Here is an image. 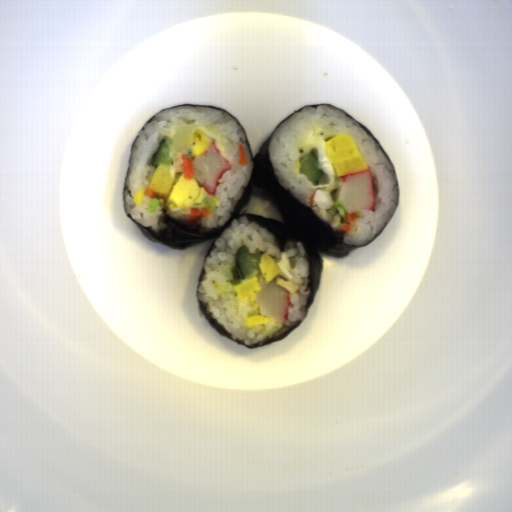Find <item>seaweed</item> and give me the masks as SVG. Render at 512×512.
<instances>
[{
  "instance_id": "obj_1",
  "label": "seaweed",
  "mask_w": 512,
  "mask_h": 512,
  "mask_svg": "<svg viewBox=\"0 0 512 512\" xmlns=\"http://www.w3.org/2000/svg\"><path fill=\"white\" fill-rule=\"evenodd\" d=\"M272 134L273 132L263 141L254 155L249 146L251 158L249 181L246 186H243L241 197L233 210L228 211L231 215L222 226L202 230V224H190L187 218H175L169 214L166 207H162V222L166 224V227L161 231H153L151 227L142 226L133 219L130 213L125 216L137 226L143 237L180 251L197 243L212 241L214 238L222 236L227 227H232V221L240 220L241 216H247L250 222H256L265 227L272 234L276 245L282 252L286 251V242L300 241L304 247L305 259L309 263V283H306L305 286V292L310 290L305 305L307 310L315 303V295L322 280L324 272L322 255L341 259L359 247L344 243L345 232L334 230L330 222L316 216L311 206L300 201L289 186L287 189L283 187L270 161ZM252 182L264 188L265 201H270L276 206L287 224L275 219L245 213L246 211L241 212L250 201Z\"/></svg>"
},
{
  "instance_id": "obj_2",
  "label": "seaweed",
  "mask_w": 512,
  "mask_h": 512,
  "mask_svg": "<svg viewBox=\"0 0 512 512\" xmlns=\"http://www.w3.org/2000/svg\"><path fill=\"white\" fill-rule=\"evenodd\" d=\"M318 106H329V107H332V108H335V109H338L340 110L341 112H343L344 114H346L347 116H349L351 119H353L356 123H358L363 129L364 131L372 138V140L375 142V144L377 145V147L380 149V151L382 152V154L385 156V158L387 159V161L390 163L393 171H394V174L396 176V186H397V197H396V201H395V205H394V209L388 219V221L386 222L384 228L373 238L371 239L369 242H367L366 244H364L363 246H357V248H362L374 241H376L378 239V237L381 235V233L384 231V229L387 227V225L390 223V221L393 219L395 213L397 212L399 206H400V198H401V188H400V183H399V178H398V174L394 168V165L390 159V157L388 156L387 152L385 151V149L383 148L382 144L376 139V137L366 128L364 127L356 118H354L353 116H351L349 113H347L346 111L342 110L341 108L337 107V106H334V105H330V104H314V105H306L304 107H301L299 109H296L294 110L293 112H291L288 116H286L284 119H282L279 124L275 127V129L272 131L271 134H273V132L282 124L284 123L288 118H290L291 116L295 115L296 113H301L302 110L304 108H307V107H311L312 109H317Z\"/></svg>"
},
{
  "instance_id": "obj_3",
  "label": "seaweed",
  "mask_w": 512,
  "mask_h": 512,
  "mask_svg": "<svg viewBox=\"0 0 512 512\" xmlns=\"http://www.w3.org/2000/svg\"><path fill=\"white\" fill-rule=\"evenodd\" d=\"M199 309L201 313L204 315L206 320L209 322V324L212 326V328L220 335L223 336L233 342H235L238 345L245 344V340L239 339V338H232V335L223 327L221 326L212 316L210 312H207V304L197 301Z\"/></svg>"
},
{
  "instance_id": "obj_4",
  "label": "seaweed",
  "mask_w": 512,
  "mask_h": 512,
  "mask_svg": "<svg viewBox=\"0 0 512 512\" xmlns=\"http://www.w3.org/2000/svg\"><path fill=\"white\" fill-rule=\"evenodd\" d=\"M176 107H195V108H210V109H220L226 113H228L237 123L238 125L241 127V129L243 130L244 134H245V137L247 139V143H248V146L251 145L250 143V140H249V136L244 128V126L241 124V122L238 120V118L233 115L230 111H228L227 109H224V108H220V107H217V106H211V105H206V104H194V103H183V104H180V105H176V106H173V107H170V108H166V109H163L161 111H158L156 112L153 116H151L147 121L146 123L143 125L142 129H141V132L143 130H145V126L148 124V123H152L154 118L160 113V112H163L165 110H168V109H171V108H176Z\"/></svg>"
},
{
  "instance_id": "obj_5",
  "label": "seaweed",
  "mask_w": 512,
  "mask_h": 512,
  "mask_svg": "<svg viewBox=\"0 0 512 512\" xmlns=\"http://www.w3.org/2000/svg\"><path fill=\"white\" fill-rule=\"evenodd\" d=\"M301 324H302V321L301 322H297L291 328H289L288 330H286L285 332H283L282 334H280V335H278L276 337L269 338V336H268V337L262 339L261 341L256 342V343H254L252 345H244V347H246L247 349H252L253 350V349H256V348H260V347H263V346L270 345V344H272L273 342H275L277 340H283L286 336H288L290 333L295 331Z\"/></svg>"
},
{
  "instance_id": "obj_6",
  "label": "seaweed",
  "mask_w": 512,
  "mask_h": 512,
  "mask_svg": "<svg viewBox=\"0 0 512 512\" xmlns=\"http://www.w3.org/2000/svg\"><path fill=\"white\" fill-rule=\"evenodd\" d=\"M207 270L204 268V266L202 265L201 267V270H200V275H199V281H198V286L200 285V283L204 280L205 278V275L207 274Z\"/></svg>"
},
{
  "instance_id": "obj_7",
  "label": "seaweed",
  "mask_w": 512,
  "mask_h": 512,
  "mask_svg": "<svg viewBox=\"0 0 512 512\" xmlns=\"http://www.w3.org/2000/svg\"><path fill=\"white\" fill-rule=\"evenodd\" d=\"M217 246L215 245V240L213 241V243L211 244V246L208 248L207 252H206V256H205V259L208 258L212 252L213 249H215ZM204 259V261H205Z\"/></svg>"
}]
</instances>
